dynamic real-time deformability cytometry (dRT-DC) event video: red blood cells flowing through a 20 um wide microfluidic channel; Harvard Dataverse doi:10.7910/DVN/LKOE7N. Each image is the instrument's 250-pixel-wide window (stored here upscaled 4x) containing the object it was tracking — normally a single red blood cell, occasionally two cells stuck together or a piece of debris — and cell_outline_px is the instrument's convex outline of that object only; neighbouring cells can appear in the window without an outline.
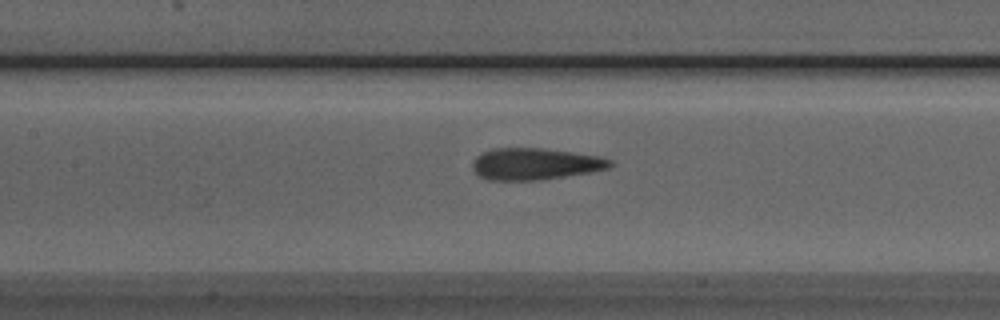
{"species": "Egyptian fruit bat (a non-hibernating species)", "species_latin": "Rousettus aegyptiacus", "temperature_condition": "room temperature", "stored_images_in_passage": 26, "camera_frame_rate_fps": 3000, "um_per_image_px": 0.085, "animal": {"sex": "male"}, "frame": {"image": 1, "passage_image": 11, "time_ms": 3.333, "image_size_px": [1000, 320], "cell_outline_px": [[616, 164], [608, 168], [592, 172], [540, 180], [488, 180], [480, 176], [472, 168], [472, 160], [476, 156], [492, 148], [540, 148], [572, 152], [600, 156], [612, 160]], "centroid_in_image_um": [45.5, 13.93], "position_along_channel_um": 161.9, "area_um2": 25.55}}
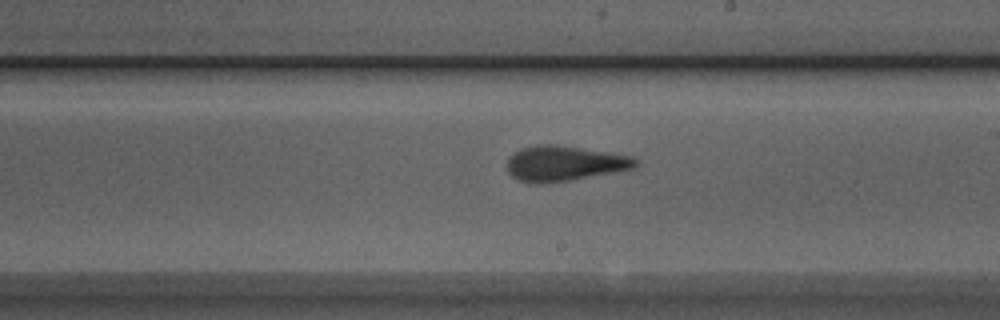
{"frame": {"image": 2, "passage_image": 17, "time_ms": 5.333, "image_size_px": [1000, 320], "cell_outline_px": [[640, 160], [632, 168], [572, 180], [540, 184], [532, 184], [520, 180], [512, 176], [508, 172], [508, 160], [520, 148], [536, 144], [556, 144], [632, 156]], "centroid_in_image_um": [47.95, 13.89], "position_along_channel_um": 241.1, "area_um2": 26.18}}
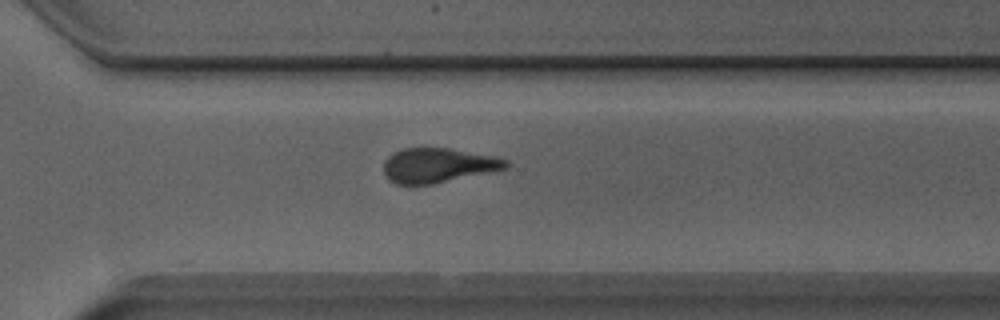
{"frame": {"image": 3, "passage_image": 24, "time_ms": 7.667, "image_size_px": [1000, 320], "cell_outline_px": [[512, 164], [508, 168], [432, 184], [396, 184], [388, 180], [384, 172], [384, 160], [392, 152], [404, 148], [448, 148], [492, 156], [508, 160]], "centroid_in_image_um": [37.22, 14.05], "position_along_channel_um": 333.4, "area_um2": 24.57}}